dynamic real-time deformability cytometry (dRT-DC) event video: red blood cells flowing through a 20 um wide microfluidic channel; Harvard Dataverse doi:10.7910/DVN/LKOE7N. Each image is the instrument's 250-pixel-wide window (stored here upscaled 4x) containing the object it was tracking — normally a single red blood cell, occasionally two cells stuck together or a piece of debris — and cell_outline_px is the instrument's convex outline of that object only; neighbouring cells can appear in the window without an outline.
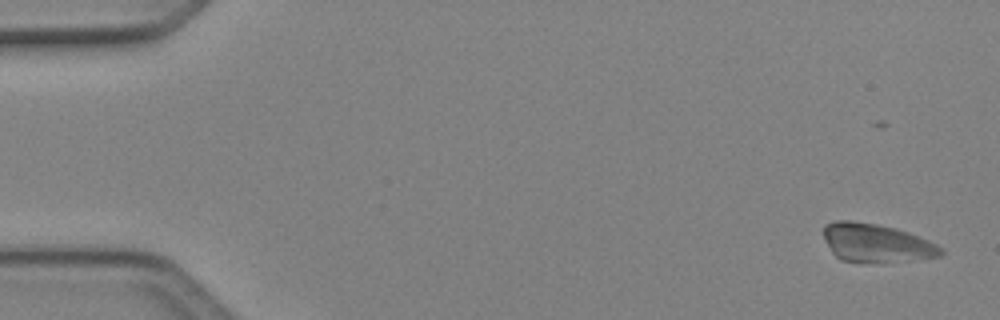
{"species": "Egyptian fruit bat (a non-hibernating species)", "species_latin": "Rousettus aegyptiacus", "temperature_condition": "cold", "stored_images_in_passage": 5, "camera_frame_rate_fps": 3000, "um_per_image_px": 0.085, "animal": {"sex": "female"}, "frame": {"image": 1, "passage_image": 1, "time_ms": 0.0, "image_size_px": [1000, 320], "cell_outline_px": [[944, 252], [940, 256], [888, 260], [840, 260], [832, 252], [824, 236], [824, 224], [836, 220], [852, 220], [876, 224], [896, 228], [908, 232], [928, 240], [944, 248]], "centroid_in_image_um": [74.45, 20.59], "position_along_channel_um": 10.5, "area_um2": 25.26}}